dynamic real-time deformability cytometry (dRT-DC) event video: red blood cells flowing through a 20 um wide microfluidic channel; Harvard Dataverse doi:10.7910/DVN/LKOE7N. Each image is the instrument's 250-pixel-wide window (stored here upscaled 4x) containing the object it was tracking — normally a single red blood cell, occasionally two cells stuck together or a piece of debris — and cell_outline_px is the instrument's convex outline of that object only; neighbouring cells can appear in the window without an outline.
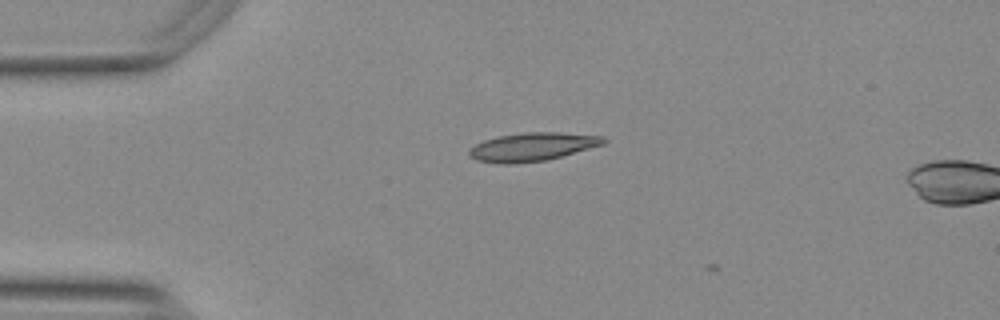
{"species": "Egyptian fruit bat (a non-hibernating species)", "species_latin": "Rousettus aegyptiacus", "temperature_condition": "warm", "stored_images_in_passage": 3, "camera_frame_rate_fps": 3000, "um_per_image_px": 0.085, "animal": {"sex": "female"}, "frame": {"image": 1, "passage_image": 1, "time_ms": 0.0, "image_size_px": [1000, 320], "cell_outline_px": [[608, 140], [604, 144], [548, 160], [516, 164], [500, 164], [476, 160], [468, 156], [468, 152], [476, 144], [484, 140], [500, 136], [524, 132], [560, 132], [604, 136]], "centroid_in_image_um": [45.26, 12.49], "position_along_channel_um": 39.7, "area_um2": 22.37}}